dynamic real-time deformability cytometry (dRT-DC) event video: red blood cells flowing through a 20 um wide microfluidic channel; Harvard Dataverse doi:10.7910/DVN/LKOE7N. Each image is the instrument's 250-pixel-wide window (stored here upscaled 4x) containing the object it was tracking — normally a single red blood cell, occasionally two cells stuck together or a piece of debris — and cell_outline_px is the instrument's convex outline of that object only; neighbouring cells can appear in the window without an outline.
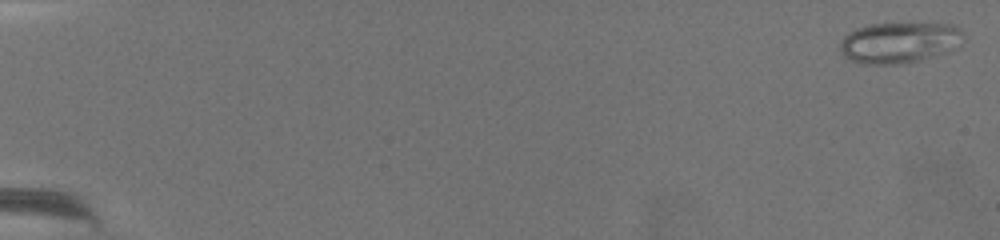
{"species": "common noctule bat (a hibernating species)", "species_latin": "Nyctalus noctula", "temperature_condition": "warm", "stored_images_in_passage": 74, "camera_frame_rate_fps": 3000, "um_per_image_px": 0.085, "animal": {"sex": "female", "body_mass_g": 19.5, "forearm_length_mm": 54.1}, "frame": {"image": 1, "passage_image": 2, "time_ms": 0.333, "image_size_px": [1000, 240], "cell_outline_px": [[960, 44], [956, 48], [932, 56], [900, 64], [868, 64], [852, 60], [844, 56], [840, 52], [840, 40], [848, 32], [856, 28], [872, 24], [952, 24], [960, 32]], "centroid_in_image_um": [76.36, 3.62], "position_along_channel_um": 8.6, "area_um2": 28.78}}
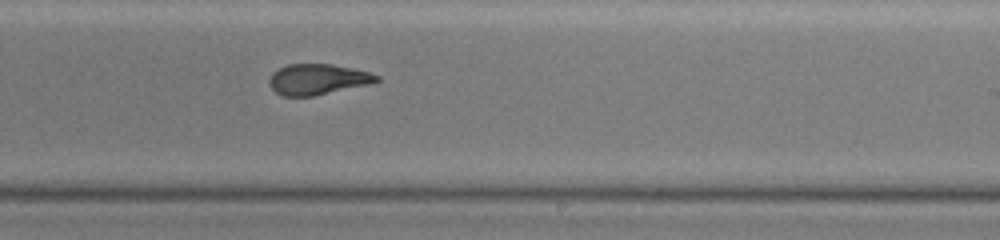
{"frame": {"image": 2, "passage_image": 48, "time_ms": 15.667, "image_size_px": [1000, 240], "cell_outline_px": [[380, 80], [372, 84], [312, 96], [284, 96], [276, 92], [268, 84], [268, 80], [272, 72], [288, 64], [332, 64], [352, 68], [368, 72], [380, 76]], "centroid_in_image_um": [27.01, 6.74], "position_along_channel_um": 262.0, "area_um2": 19.25}}
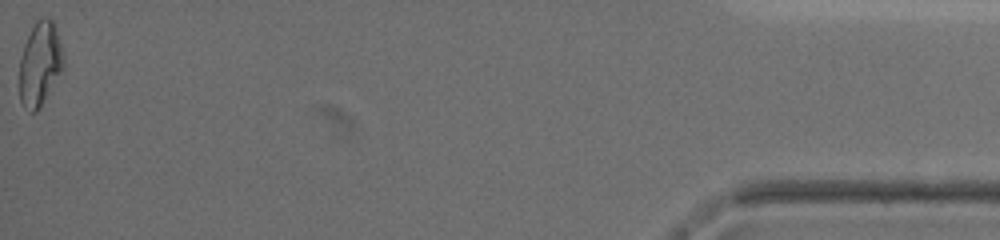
{"frame": {"image": 3, "passage_image": 74, "time_ms": 24.333, "image_size_px": [1000, 240], "cell_outline_px": [[64, 68], [40, 108], [36, 112], [32, 112], [24, 108], [20, 100], [20, 60], [24, 44], [36, 20], [40, 16], [48, 16], [56, 24], [64, 56]], "centroid_in_image_um": [3.42, 5.4], "position_along_channel_um": 431.8, "area_um2": 21.85}, "authors_computed_cell_mechanics": {"area_um2": 20.6057, "velocity_mm_per_s": 2.9566, "shape_relaxation_time_tau1_ms": null, "shape_relaxation_time_tau2_ms": 1.6928, "deformation_change_tau1": null, "deformation_change_tau2": 0.0868}}